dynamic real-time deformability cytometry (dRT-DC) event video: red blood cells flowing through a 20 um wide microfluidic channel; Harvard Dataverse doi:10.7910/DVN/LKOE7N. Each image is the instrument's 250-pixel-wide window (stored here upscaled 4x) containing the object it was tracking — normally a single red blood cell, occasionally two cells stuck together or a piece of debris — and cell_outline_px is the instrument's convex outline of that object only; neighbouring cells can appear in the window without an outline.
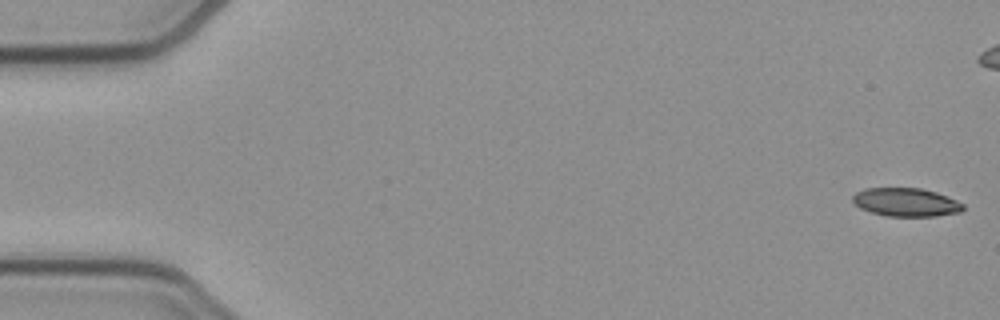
{"species": "common noctule bat (a hibernating species)", "species_latin": "Nyctalus noctula", "temperature_condition": "cold", "stored_images_in_passage": 48, "camera_frame_rate_fps": 3000, "um_per_image_px": 0.085, "animal": {"sex": "female", "body_mass_g": 21.9}, "frame": {"image": 1, "passage_image": 1, "time_ms": 0.0, "image_size_px": [1000, 320], "cell_outline_px": [[964, 208], [960, 212], [936, 216], [888, 216], [872, 212], [860, 208], [852, 200], [852, 196], [856, 192], [864, 188], [920, 188], [936, 192], [948, 196], [964, 204]], "centroid_in_image_um": [77.02, 17.18], "position_along_channel_um": 8.0, "area_um2": 18.26}}
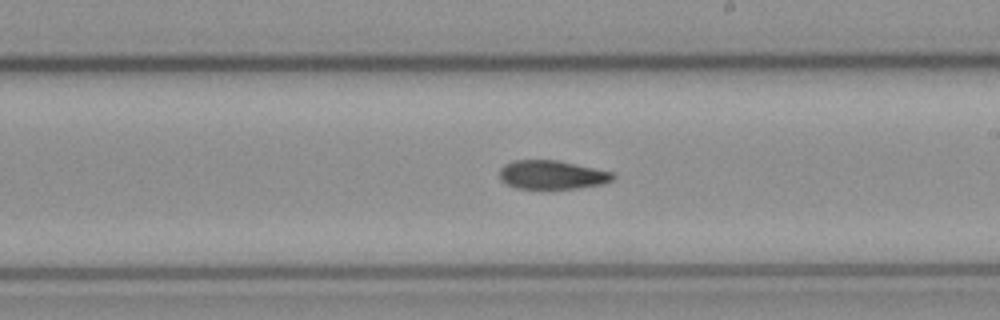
{"frame": {"image": 2, "passage_image": 30, "time_ms": 9.667, "image_size_px": [1000, 320], "cell_outline_px": [[616, 176], [612, 180], [604, 184], [576, 188], [516, 188], [500, 180], [500, 168], [504, 164], [516, 160], [556, 160], [612, 172]], "centroid_in_image_um": [46.91, 14.86], "position_along_channel_um": 242.1, "area_um2": 18.79}}
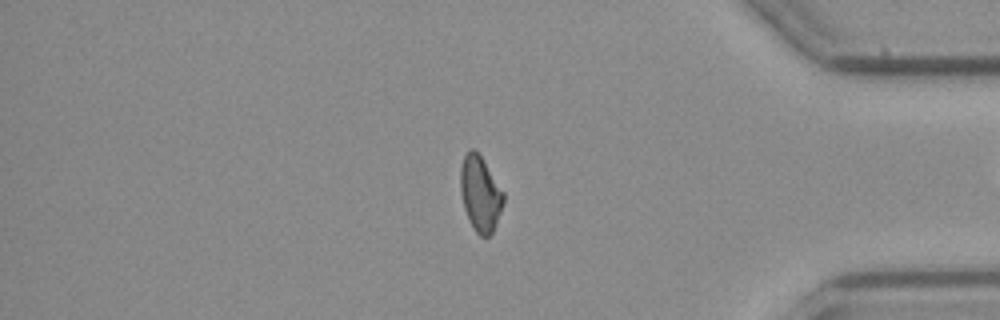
{"frame": {"image": 3, "passage_image": 44, "time_ms": 14.333, "image_size_px": [1000, 320], "cell_outline_px": [[504, 204], [496, 224], [492, 232], [488, 236], [480, 236], [472, 228], [468, 220], [464, 208], [460, 192], [460, 168], [464, 156], [472, 148], [480, 156], [504, 192]], "centroid_in_image_um": [40.81, 16.51], "position_along_channel_um": 394.4, "area_um2": 18.79}}